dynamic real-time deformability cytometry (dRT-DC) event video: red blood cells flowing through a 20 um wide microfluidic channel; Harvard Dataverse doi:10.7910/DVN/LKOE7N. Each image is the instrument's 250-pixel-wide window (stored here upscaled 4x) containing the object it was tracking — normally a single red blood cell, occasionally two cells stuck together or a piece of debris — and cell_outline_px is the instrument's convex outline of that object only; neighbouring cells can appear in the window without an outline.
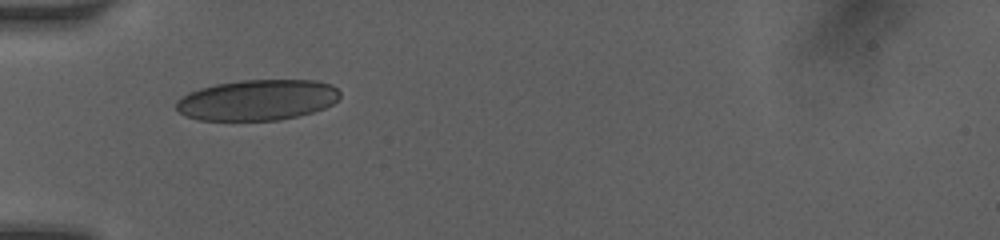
{"species": "human", "species_latin": "Homo sapiens", "temperature_condition": "room temperature", "stored_images_in_passage": 12, "camera_frame_rate_fps": 3000, "um_per_image_px": 0.085, "donor": {"sex": "female"}, "frame": {"image": 1, "passage_image": 1, "time_ms": 0.0, "image_size_px": [1000, 240], "cell_outline_px": [[340, 96], [332, 104], [324, 108], [312, 112], [280, 120], [200, 120], [184, 116], [176, 108], [176, 100], [188, 92], [200, 88], [216, 84], [240, 80], [316, 80], [332, 84], [340, 92]], "centroid_in_image_um": [21.86, 8.49], "position_along_channel_um": 63.1, "area_um2": 38.96}}
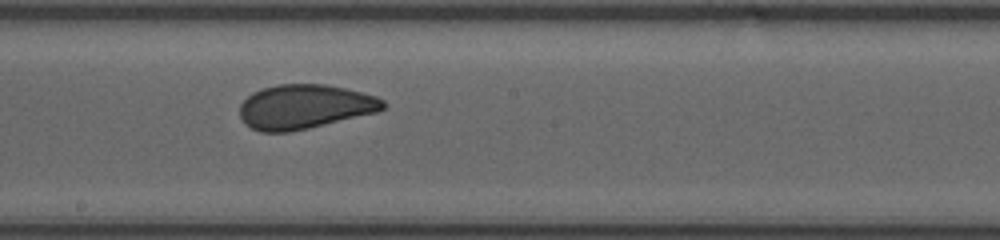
{"frame": {"image": 2, "passage_image": 5, "time_ms": 4.0, "image_size_px": [1000, 240], "cell_outline_px": [[388, 104], [384, 108], [376, 112], [308, 128], [288, 132], [260, 132], [244, 124], [240, 116], [240, 104], [252, 92], [276, 84], [324, 84], [344, 88], [376, 96], [384, 100]], "centroid_in_image_um": [25.87, 9.07], "position_along_channel_um": 222.3, "area_um2": 36.93}}
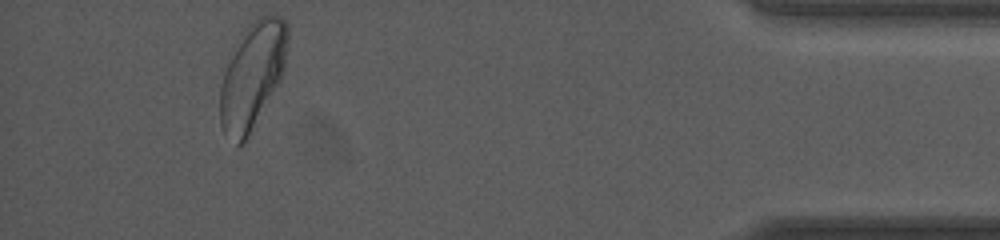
{"frame": {"image": 3, "passage_image": 11, "time_ms": 10.0, "image_size_px": [1000, 240], "cell_outline_px": [[288, 44], [284, 68], [280, 80], [244, 140], [236, 148], [224, 132], [220, 124], [220, 88], [224, 72], [248, 24], [260, 16], [280, 16], [288, 20]], "centroid_in_image_um": [21.47, 6.39], "position_along_channel_um": 413.7, "area_um2": 40.81}, "authors_computed_cell_mechanics": {"area_um2": 37.9746, "velocity_mm_per_s": 4.0772, "shape_relaxation_time_tau1_ms": 3.2324, "shape_relaxation_time_tau2_ms": 0.6364, "deformation_change_tau1": 0.0967, "deformation_change_tau2": 0.0435}}